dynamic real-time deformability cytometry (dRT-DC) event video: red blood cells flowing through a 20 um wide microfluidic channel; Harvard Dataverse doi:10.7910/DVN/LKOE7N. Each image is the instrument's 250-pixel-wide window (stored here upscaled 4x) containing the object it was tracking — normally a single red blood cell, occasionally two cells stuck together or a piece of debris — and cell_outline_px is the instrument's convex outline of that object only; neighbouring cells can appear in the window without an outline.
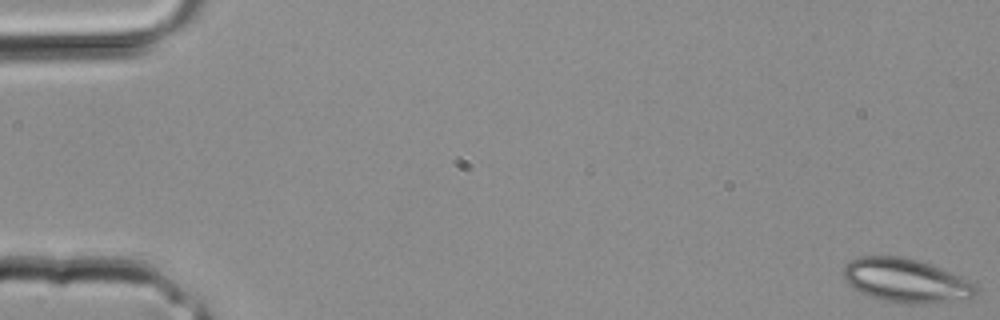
{"species": "common noctule bat (a hibernating species)", "species_latin": "Nyctalus noctula", "temperature_condition": "room temperature", "stored_images_in_passage": 4, "camera_frame_rate_fps": 3000, "um_per_image_px": 0.085, "animal": {"sex": "male", "body_mass_g": 20.4}, "frame": {"image": 1, "passage_image": 1, "time_ms": 0.0, "image_size_px": [1000, 320], "cell_outline_px": [[980, 288], [976, 296], [972, 300], [924, 304], [896, 304], [860, 292], [852, 288], [844, 280], [840, 272], [852, 260], [860, 256], [900, 256], [916, 260], [928, 264], [960, 276], [976, 284]], "centroid_in_image_um": [77.06, 23.89], "position_along_channel_um": 7.9, "area_um2": 34.39}}